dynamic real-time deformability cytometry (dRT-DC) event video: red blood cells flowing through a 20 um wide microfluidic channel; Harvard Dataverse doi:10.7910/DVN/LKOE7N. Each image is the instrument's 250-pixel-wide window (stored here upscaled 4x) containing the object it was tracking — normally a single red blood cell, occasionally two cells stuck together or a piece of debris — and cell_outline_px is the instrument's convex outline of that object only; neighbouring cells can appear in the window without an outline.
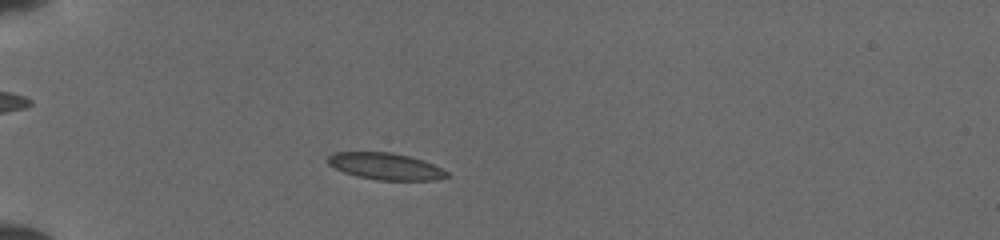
{"species": "common noctule bat (a hibernating species)", "species_latin": "Nyctalus noctula", "temperature_condition": "cold", "stored_images_in_passage": 43, "camera_frame_rate_fps": 3000, "um_per_image_px": 0.085, "animal": {"sex": "female", "body_mass_g": 19.5, "forearm_length_mm": 54.1}, "frame": {"image": 1, "passage_image": 8, "time_ms": 2.333, "image_size_px": [1000, 240], "cell_outline_px": [[452, 176], [436, 180], [376, 180], [356, 176], [344, 172], [328, 164], [328, 156], [336, 152], [392, 152], [424, 160], [448, 172]], "centroid_in_image_um": [32.8, 14.14], "position_along_channel_um": 52.2, "area_um2": 18.55}}
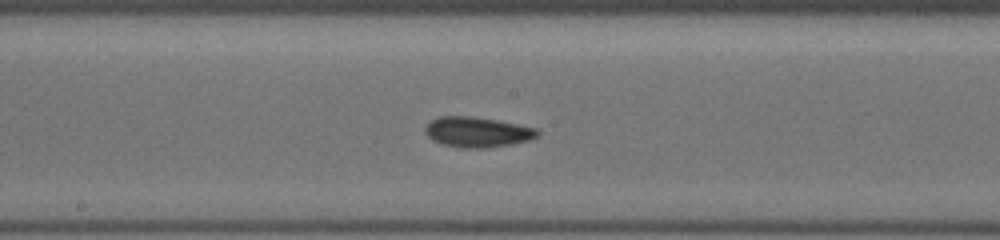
{"frame": {"image": 2, "passage_image": 21, "time_ms": 6.667, "image_size_px": [1000, 240], "cell_outline_px": [[540, 132], [536, 136], [528, 140], [512, 144], [484, 148], [460, 148], [440, 144], [432, 140], [424, 132], [424, 128], [432, 120], [440, 116], [472, 116], [496, 120], [536, 128]], "centroid_in_image_um": [40.53, 11.23], "position_along_channel_um": 207.7, "area_um2": 19.77}}
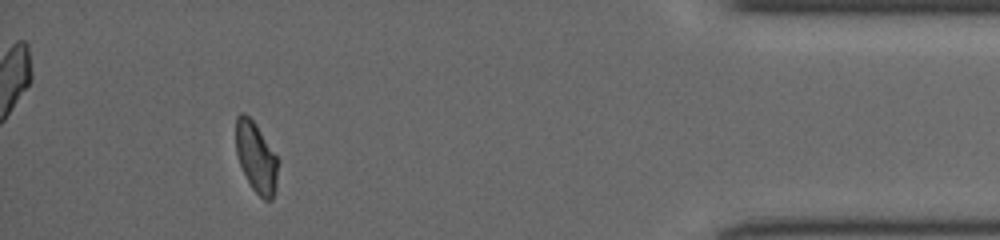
{"frame": {"image": 3, "passage_image": 39, "time_ms": 12.667, "image_size_px": [1000, 240], "cell_outline_px": [[280, 160], [276, 188], [272, 200], [264, 200], [252, 188], [240, 164], [236, 152], [236, 116], [240, 112], [244, 112], [252, 120]], "centroid_in_image_um": [21.8, 13.39], "position_along_channel_um": 413.4, "area_um2": 17.28}}